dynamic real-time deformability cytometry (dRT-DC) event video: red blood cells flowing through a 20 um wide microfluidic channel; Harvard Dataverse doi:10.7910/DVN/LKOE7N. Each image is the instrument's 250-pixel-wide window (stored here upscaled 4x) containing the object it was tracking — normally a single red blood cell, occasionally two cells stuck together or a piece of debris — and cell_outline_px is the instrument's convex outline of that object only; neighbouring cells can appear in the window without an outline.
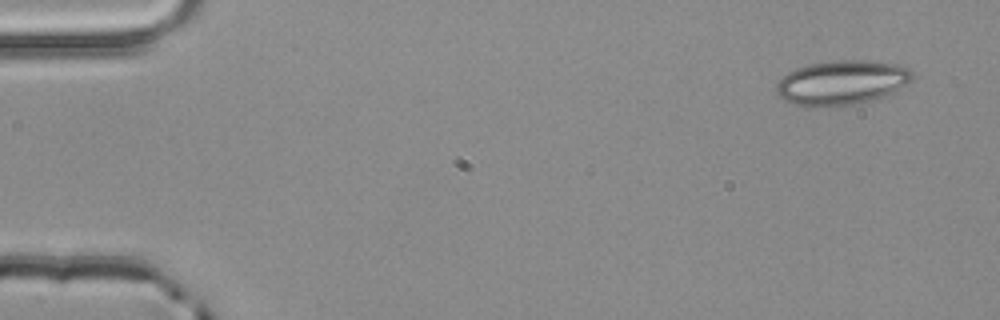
{"species": "common noctule bat (a hibernating species)", "species_latin": "Nyctalus noctula", "temperature_condition": "room temperature", "stored_images_in_passage": 3, "camera_frame_rate_fps": 3000, "um_per_image_px": 0.085, "animal": {"sex": "male", "body_mass_g": 20.4}, "frame": {"image": 1, "passage_image": 1, "time_ms": 0.0, "image_size_px": [1000, 320], "cell_outline_px": [[912, 80], [908, 84], [884, 96], [856, 104], [812, 108], [808, 108], [784, 100], [776, 92], [776, 84], [788, 72], [796, 68], [808, 64], [836, 60], [868, 60], [892, 64], [908, 68], [912, 72]], "centroid_in_image_um": [71.52, 7.03], "position_along_channel_um": 13.5, "area_um2": 35.26}}